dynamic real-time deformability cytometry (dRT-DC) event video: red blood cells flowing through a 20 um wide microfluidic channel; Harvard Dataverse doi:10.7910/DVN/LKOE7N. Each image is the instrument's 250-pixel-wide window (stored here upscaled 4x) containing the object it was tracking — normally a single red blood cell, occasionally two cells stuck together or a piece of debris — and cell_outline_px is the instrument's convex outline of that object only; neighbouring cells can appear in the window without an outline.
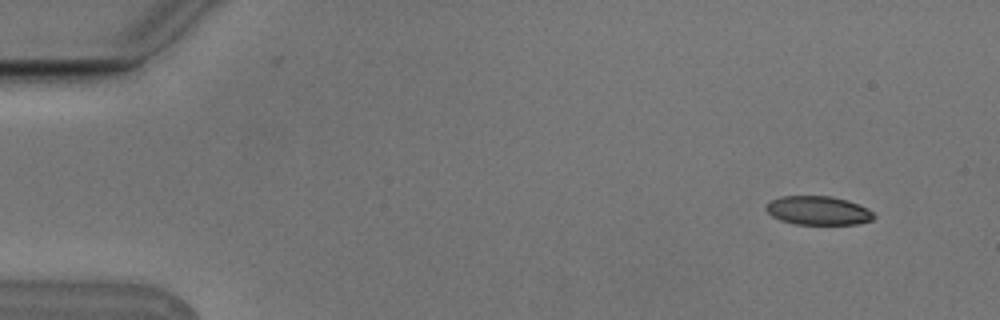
{"species": "Egyptian fruit bat (a non-hibernating species)", "species_latin": "Rousettus aegyptiacus", "temperature_condition": "cold", "stored_images_in_passage": 4, "camera_frame_rate_fps": 3000, "um_per_image_px": 0.085, "animal": {"sex": "male"}, "frame": {"image": 1, "passage_image": 1, "time_ms": 0.0, "image_size_px": [1000, 320], "cell_outline_px": [[876, 216], [872, 220], [856, 224], [796, 224], [780, 220], [772, 216], [764, 208], [772, 200], [780, 196], [832, 196], [848, 200], [860, 204], [868, 208]], "centroid_in_image_um": [69.57, 17.89], "position_along_channel_um": 15.4, "area_um2": 18.15}}